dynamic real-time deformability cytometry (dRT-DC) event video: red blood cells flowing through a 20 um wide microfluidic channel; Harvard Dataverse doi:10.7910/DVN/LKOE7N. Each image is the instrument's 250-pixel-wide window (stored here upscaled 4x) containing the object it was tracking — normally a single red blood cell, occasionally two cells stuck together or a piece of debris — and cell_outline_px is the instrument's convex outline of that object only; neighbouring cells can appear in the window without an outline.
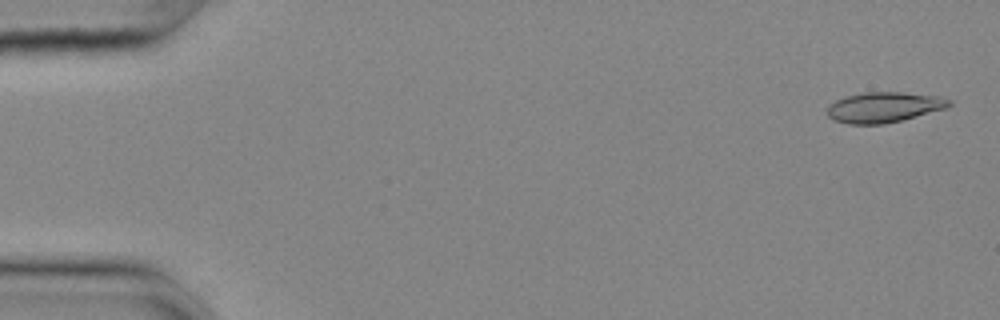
{"species": "common noctule bat (a hibernating species)", "species_latin": "Nyctalus noctula", "temperature_condition": "cold", "stored_images_in_passage": 13, "camera_frame_rate_fps": 3000, "um_per_image_px": 0.085, "animal": {"sex": "female", "body_mass_g": 25.1}, "frame": {"image": 1, "passage_image": 2, "time_ms": 0.333, "image_size_px": [1000, 320], "cell_outline_px": [[952, 104], [948, 108], [904, 120], [884, 124], [848, 124], [832, 120], [828, 116], [828, 104], [844, 96], [864, 92], [900, 92], [940, 96], [952, 100]], "centroid_in_image_um": [75.16, 9.12], "position_along_channel_um": 9.8, "area_um2": 21.96}}